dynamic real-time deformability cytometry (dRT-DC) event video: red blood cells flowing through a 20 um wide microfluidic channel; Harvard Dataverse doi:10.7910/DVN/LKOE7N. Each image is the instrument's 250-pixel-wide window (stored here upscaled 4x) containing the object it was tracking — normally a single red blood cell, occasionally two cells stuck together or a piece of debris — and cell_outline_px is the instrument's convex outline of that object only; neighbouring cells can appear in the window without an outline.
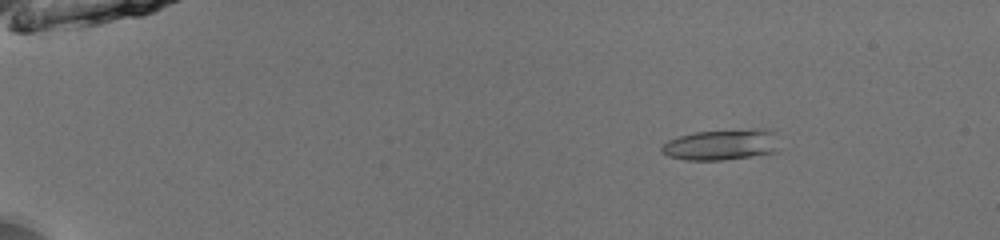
{"species": "common noctule bat (a hibernating species)", "species_latin": "Nyctalus noctula", "temperature_condition": "room temperature", "stored_images_in_passage": 53, "camera_frame_rate_fps": 3000, "um_per_image_px": 0.085, "animal": {"sex": "male", "body_mass_g": 13.0, "forearm_length_mm": 53.1}, "frame": {"image": 1, "passage_image": 9, "time_ms": 2.667, "image_size_px": [1000, 240], "cell_outline_px": [[780, 148], [776, 152], [724, 160], [684, 160], [668, 156], [660, 152], [660, 148], [668, 140], [680, 136], [696, 132], [756, 128], [772, 128]], "centroid_in_image_um": [61.36, 12.29], "position_along_channel_um": 23.6, "area_um2": 21.44}}
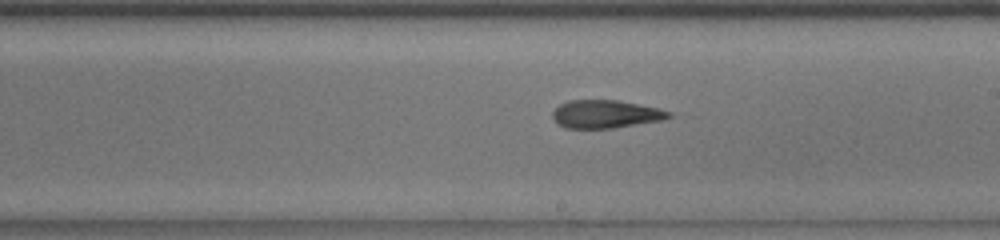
{"frame": {"image": 2, "passage_image": 33, "time_ms": 10.667, "image_size_px": [1000, 240], "cell_outline_px": [[672, 116], [664, 120], [612, 128], [564, 128], [556, 124], [552, 116], [552, 112], [560, 104], [568, 100], [616, 100], [656, 108], [672, 112]], "centroid_in_image_um": [51.44, 9.71], "position_along_channel_um": 237.6, "area_um2": 18.96}}
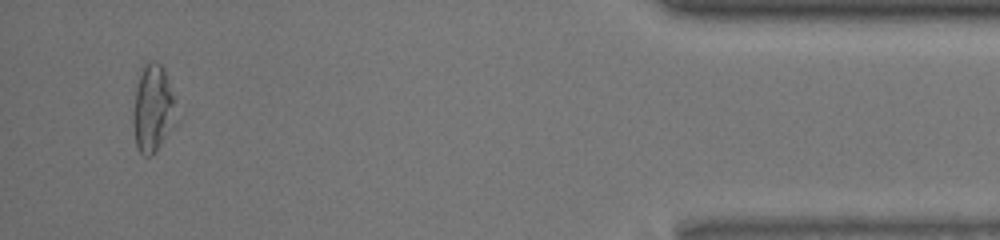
{"frame": {"image": 3, "passage_image": 51, "time_ms": 16.667, "image_size_px": [1000, 240], "cell_outline_px": [[180, 120], [156, 152], [148, 156], [144, 156], [140, 152], [136, 144], [132, 120], [132, 112], [136, 88], [140, 68], [144, 64], [152, 60], [160, 64], [164, 68], [176, 100]], "centroid_in_image_um": [13.04, 9.24], "position_along_channel_um": 422.2, "area_um2": 22.95}, "authors_computed_cell_mechanics": {"area_um2": 20.1722, "velocity_mm_per_s": 3.9931, "shape_relaxation_time_tau1_ms": null, "shape_relaxation_time_tau2_ms": 5.0015, "deformation_change_tau1": null, "deformation_change_tau2": 0.1025}}